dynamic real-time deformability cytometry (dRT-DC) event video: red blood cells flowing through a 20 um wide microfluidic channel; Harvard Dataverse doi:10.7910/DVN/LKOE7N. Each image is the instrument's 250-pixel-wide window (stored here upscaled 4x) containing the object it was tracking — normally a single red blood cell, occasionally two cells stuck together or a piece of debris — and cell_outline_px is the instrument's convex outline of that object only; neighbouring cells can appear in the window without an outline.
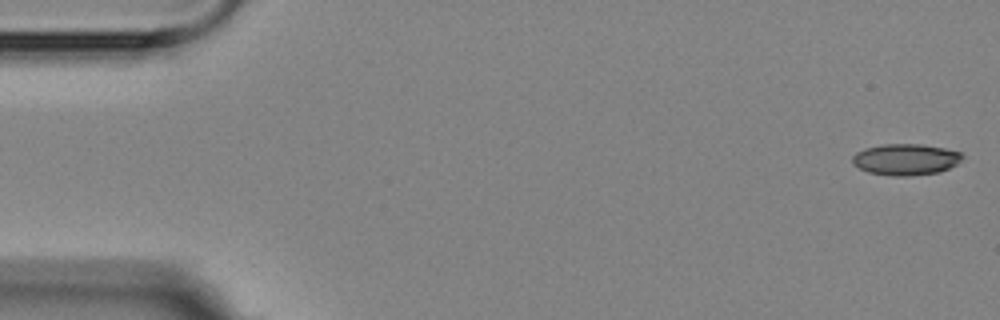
{"species": "Egyptian fruit bat (a non-hibernating species)", "species_latin": "Rousettus aegyptiacus", "temperature_condition": "room temperature", "stored_images_in_passage": 5, "camera_frame_rate_fps": 3000, "um_per_image_px": 0.085, "animal": {"sex": "female"}, "frame": {"image": 1, "passage_image": 1, "time_ms": 0.0, "image_size_px": [1000, 320], "cell_outline_px": [[964, 156], [956, 164], [940, 172], [908, 176], [892, 176], [868, 172], [852, 164], [852, 156], [856, 152], [864, 148], [884, 144], [924, 144], [944, 148], [960, 152]], "centroid_in_image_um": [76.96, 13.55], "position_along_channel_um": 8.0, "area_um2": 20.11}}
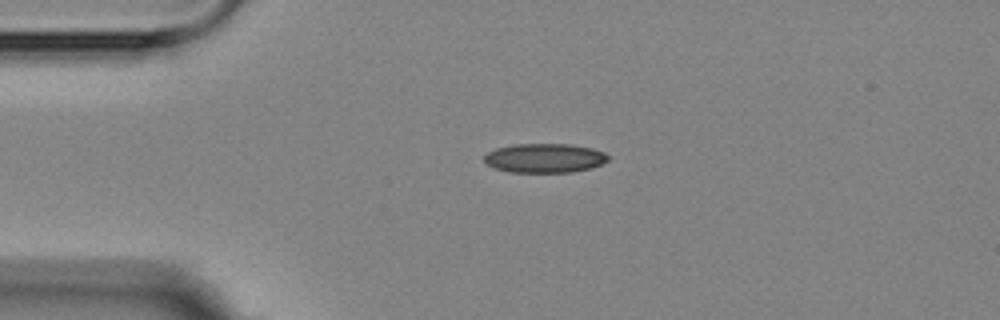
{"frame": {"image": 2, "passage_image": 4, "time_ms": 3.667, "image_size_px": [1000, 320], "cell_outline_px": [[608, 160], [592, 168], [572, 172], [508, 172], [496, 168], [488, 164], [484, 160], [484, 156], [488, 152], [496, 148], [512, 144], [572, 144], [592, 148], [604, 152], [608, 156]], "centroid_in_image_um": [46.3, 13.43], "position_along_channel_um": 38.7, "area_um2": 21.1}}